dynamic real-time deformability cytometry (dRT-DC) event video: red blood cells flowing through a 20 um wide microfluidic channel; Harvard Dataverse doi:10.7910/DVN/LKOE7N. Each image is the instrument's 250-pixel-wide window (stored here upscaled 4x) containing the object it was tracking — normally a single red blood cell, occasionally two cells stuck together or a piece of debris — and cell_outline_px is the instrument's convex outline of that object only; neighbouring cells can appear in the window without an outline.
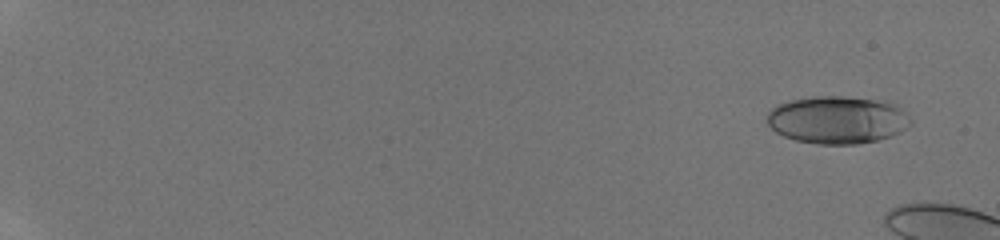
{"species": "human", "species_latin": "Homo sapiens", "temperature_condition": "room temperature", "stored_images_in_passage": 13, "camera_frame_rate_fps": 3000, "um_per_image_px": 0.085, "donor": {"sex": "male"}, "frame": {"image": 1, "passage_image": 4, "time_ms": 1.0, "image_size_px": [1000, 240], "cell_outline_px": [[912, 124], [900, 132], [892, 136], [876, 140], [856, 144], [816, 144], [796, 140], [784, 136], [776, 132], [768, 124], [764, 116], [776, 104], [788, 100], [816, 96], [844, 96], [872, 100], [896, 104], [912, 120]], "centroid_in_image_um": [71.14, 10.19], "position_along_channel_um": 13.9, "area_um2": 39.94}}